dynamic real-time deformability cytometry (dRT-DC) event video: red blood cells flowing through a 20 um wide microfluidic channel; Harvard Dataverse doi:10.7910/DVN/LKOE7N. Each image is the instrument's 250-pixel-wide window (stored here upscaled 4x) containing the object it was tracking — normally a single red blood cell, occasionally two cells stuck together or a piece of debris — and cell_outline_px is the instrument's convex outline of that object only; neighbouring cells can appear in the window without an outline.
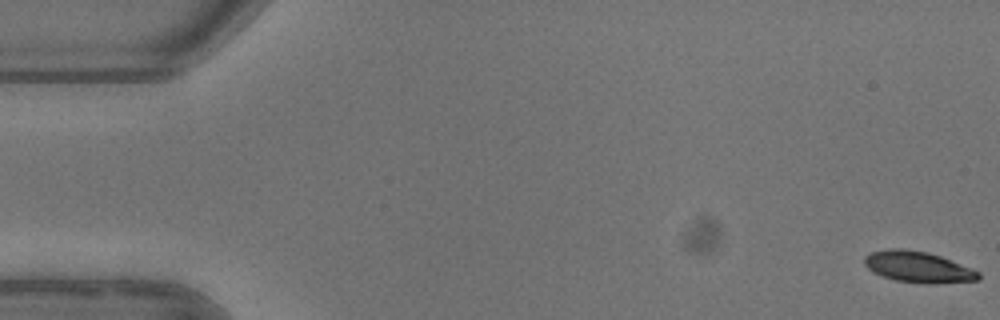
{"species": "common noctule bat (a hibernating species)", "species_latin": "Nyctalus noctula", "temperature_condition": "warm", "stored_images_in_passage": 6, "camera_frame_rate_fps": 3000, "um_per_image_px": 0.085, "animal": {"sex": "female"}, "frame": {"image": 1, "passage_image": 1, "time_ms": 0.0, "image_size_px": [1000, 320], "cell_outline_px": [[980, 276], [976, 280], [936, 284], [928, 284], [896, 280], [880, 276], [872, 272], [864, 264], [864, 256], [872, 252], [888, 248], [900, 248], [928, 252], [940, 256], [980, 272]], "centroid_in_image_um": [77.99, 22.69], "position_along_channel_um": 7.0, "area_um2": 20.63}}
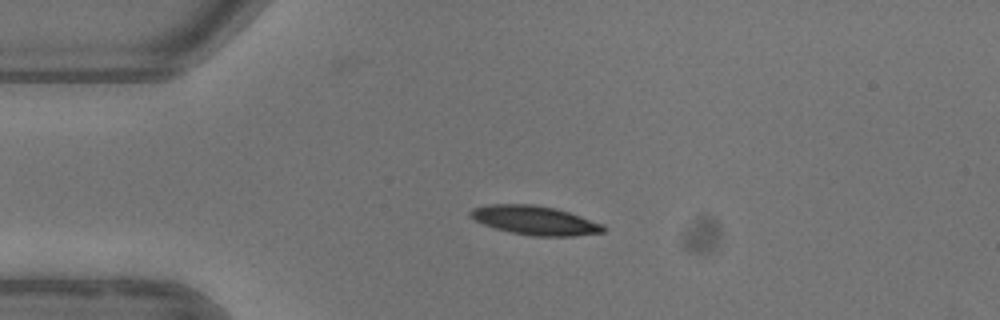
{"frame": {"image": 2, "passage_image": 4, "time_ms": 4.0, "image_size_px": [1000, 320], "cell_outline_px": [[604, 232], [576, 236], [532, 236], [512, 232], [496, 228], [484, 224], [468, 216], [468, 212], [472, 208], [488, 204], [532, 204], [556, 208], [604, 224]], "centroid_in_image_um": [45.45, 18.72], "position_along_channel_um": 39.5, "area_um2": 22.43}}
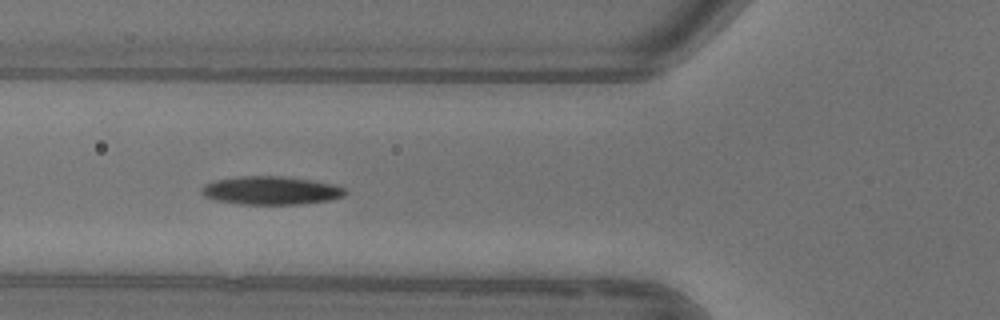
{"frame": {"image": 3, "passage_image": 6, "time_ms": 6.333, "image_size_px": [1000, 320], "cell_outline_px": [[348, 192], [344, 196], [328, 200], [300, 204], [240, 204], [216, 200], [204, 196], [200, 192], [208, 184], [216, 180], [244, 176], [280, 176], [312, 180], [332, 184], [344, 188]], "centroid_in_image_um": [23.07, 16.19], "position_along_channel_um": 102.7, "area_um2": 23.35}}